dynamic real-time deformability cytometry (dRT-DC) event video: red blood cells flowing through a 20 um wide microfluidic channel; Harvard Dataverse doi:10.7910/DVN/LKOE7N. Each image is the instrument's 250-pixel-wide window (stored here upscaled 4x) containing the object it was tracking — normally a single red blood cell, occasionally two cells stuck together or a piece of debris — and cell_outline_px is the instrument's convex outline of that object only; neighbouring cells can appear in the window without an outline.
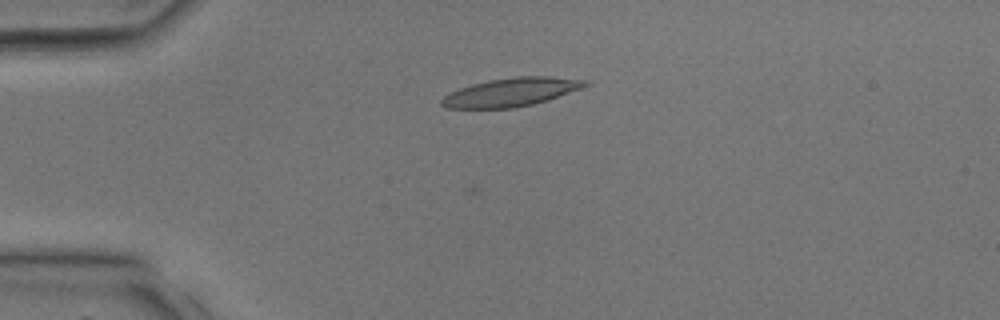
{"species": "common noctule bat (a hibernating species)", "species_latin": "Nyctalus noctula", "temperature_condition": "room temperature", "stored_images_in_passage": 31, "camera_frame_rate_fps": 3000, "um_per_image_px": 0.085, "animal": {"sex": "male", "body_mass_g": 17.9, "forearm_length_mm": 54.2}, "frame": {"image": 1, "passage_image": 2, "time_ms": 0.333, "image_size_px": [1000, 320], "cell_outline_px": [[592, 84], [548, 100], [532, 104], [512, 108], [448, 108], [440, 104], [440, 100], [444, 96], [460, 88], [472, 84], [488, 80], [516, 76], [548, 76], [592, 80]], "centroid_in_image_um": [43.5, 7.82], "position_along_channel_um": 41.5, "area_um2": 23.87}}
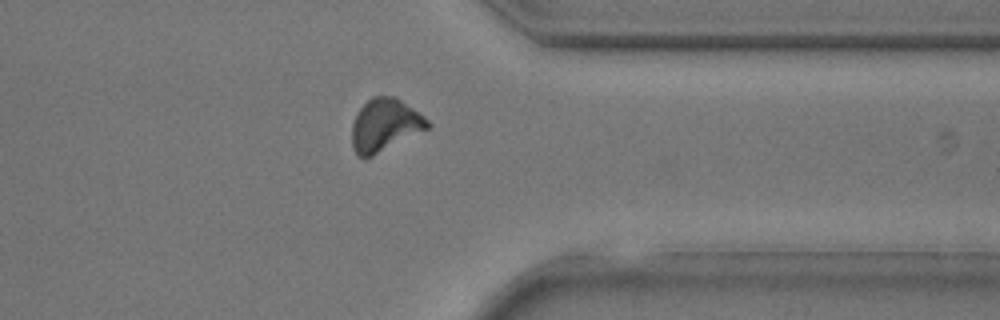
{"frame": {"image": 2, "passage_image": 23, "time_ms": 7.333, "image_size_px": [1000, 320], "cell_outline_px": [[432, 124], [428, 128], [372, 156], [356, 156], [352, 148], [352, 124], [356, 112], [372, 96], [392, 96], [400, 100], [424, 116]], "centroid_in_image_um": [32.68, 10.63], "position_along_channel_um": 378.7, "area_um2": 22.89}}
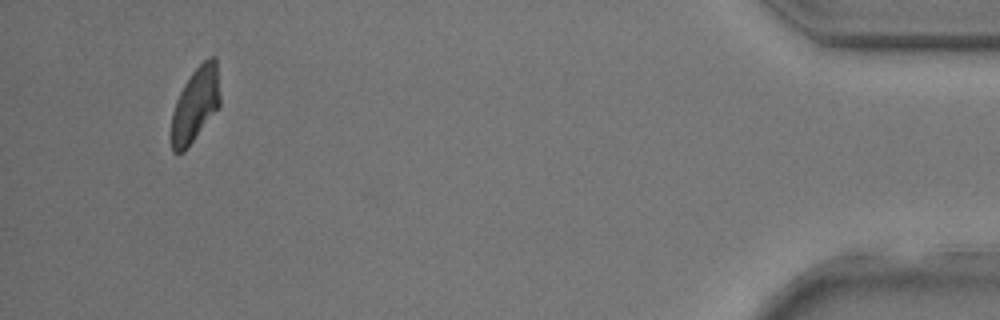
{"frame": {"image": 3, "passage_image": 29, "time_ms": 9.333, "image_size_px": [1000, 320], "cell_outline_px": [[220, 104], [184, 152], [180, 156], [176, 156], [172, 152], [172, 112], [176, 100], [184, 84], [192, 72], [208, 56], [216, 56], [220, 96]], "centroid_in_image_um": [16.59, 8.89], "position_along_channel_um": 418.6, "area_um2": 20.98}}